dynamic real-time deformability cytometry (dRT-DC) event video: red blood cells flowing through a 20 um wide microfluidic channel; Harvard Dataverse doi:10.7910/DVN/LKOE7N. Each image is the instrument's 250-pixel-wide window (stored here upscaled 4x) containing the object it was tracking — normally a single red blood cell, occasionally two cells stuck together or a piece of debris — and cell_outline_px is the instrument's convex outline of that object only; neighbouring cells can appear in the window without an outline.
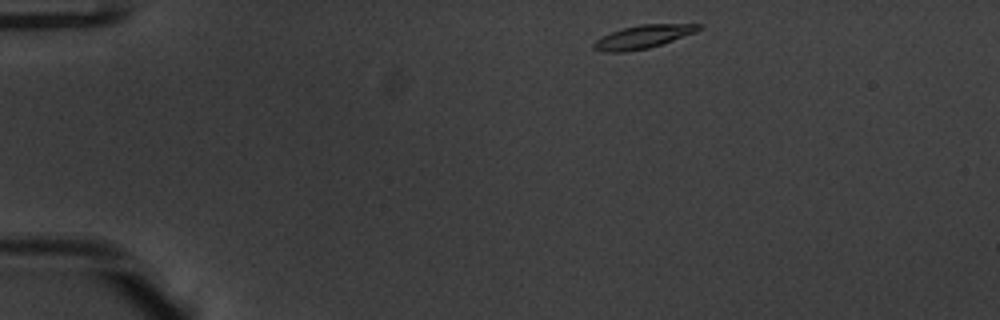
{"species": "common noctule bat (a hibernating species)", "species_latin": "Nyctalus noctula", "temperature_condition": "warm", "stored_images_in_passage": 45, "camera_frame_rate_fps": 3000, "um_per_image_px": 0.085, "animal": {"sex": "male", "body_mass_g": 20.1, "forearm_length_mm": 53.5}, "frame": {"image": 1, "passage_image": 1, "time_ms": 0.0, "image_size_px": [1000, 320], "cell_outline_px": [[700, 28], [696, 32], [648, 48], [624, 52], [604, 52], [592, 48], [592, 44], [596, 40], [612, 32], [624, 28], [640, 24], [700, 24]], "centroid_in_image_um": [54.62, 3.13], "position_along_channel_um": 30.4, "area_um2": 13.87}}
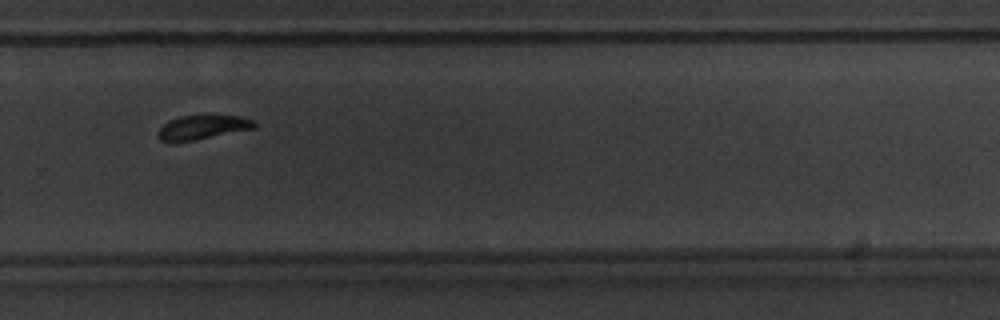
{"frame": {"image": 2, "passage_image": 29, "time_ms": 9.333, "image_size_px": [1000, 320], "cell_outline_px": [[256, 128], [196, 140], [160, 140], [156, 136], [156, 132], [168, 120], [180, 116], [240, 116], [252, 120], [256, 124]], "centroid_in_image_um": [17.22, 10.81], "position_along_channel_um": 312.6, "area_um2": 13.29}}
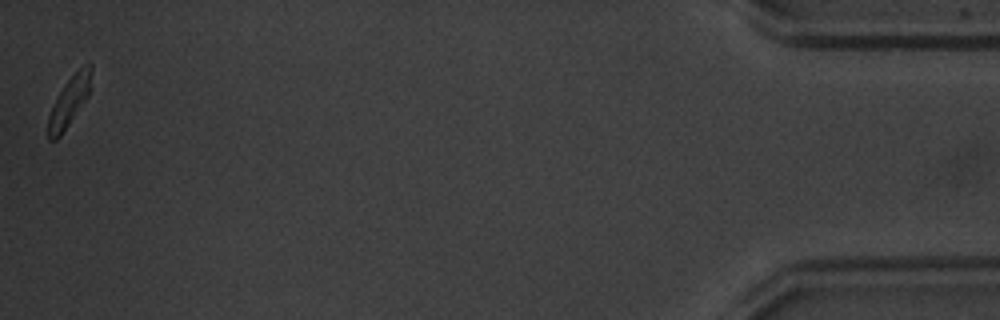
{"frame": {"image": 3, "passage_image": 45, "time_ms": 14.667, "image_size_px": [1000, 320], "cell_outline_px": [[92, 68], [88, 96], [60, 136], [56, 140], [48, 140], [48, 116], [60, 92], [68, 80], [88, 60], [92, 64]], "centroid_in_image_um": [5.9, 8.61], "position_along_channel_um": 429.3, "area_um2": 12.02}, "authors_computed_cell_mechanics": {"area_um2": 14.3344, "velocity_mm_per_s": 3.7635, "shape_relaxation_time_tau1_ms": 4.0503, "shape_relaxation_time_tau2_ms": 4.1264, "deformation_change_tau1": 0.1795, "deformation_change_tau2": 0.076}}